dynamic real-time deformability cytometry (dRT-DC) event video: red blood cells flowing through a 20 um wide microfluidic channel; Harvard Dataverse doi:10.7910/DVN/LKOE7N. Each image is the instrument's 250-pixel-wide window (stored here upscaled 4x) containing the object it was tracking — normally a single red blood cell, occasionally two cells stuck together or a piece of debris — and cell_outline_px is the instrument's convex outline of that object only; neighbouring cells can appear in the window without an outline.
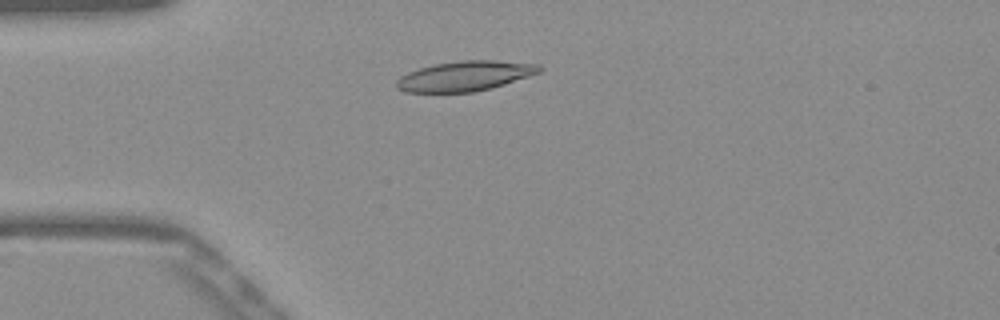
{"species": "Egyptian fruit bat (a non-hibernating species)", "species_latin": "Rousettus aegyptiacus", "temperature_condition": "warm", "stored_images_in_passage": 50, "camera_frame_rate_fps": 3000, "um_per_image_px": 0.085, "frame": {"image": 1, "passage_image": 12, "time_ms": 3.667, "image_size_px": [1000, 320], "cell_outline_px": [[544, 68], [540, 72], [504, 84], [472, 92], [404, 92], [396, 88], [396, 80], [400, 76], [408, 72], [420, 68], [436, 64], [460, 60], [496, 60], [536, 64]], "centroid_in_image_um": [39.49, 6.46], "position_along_channel_um": 45.5, "area_um2": 24.74}}
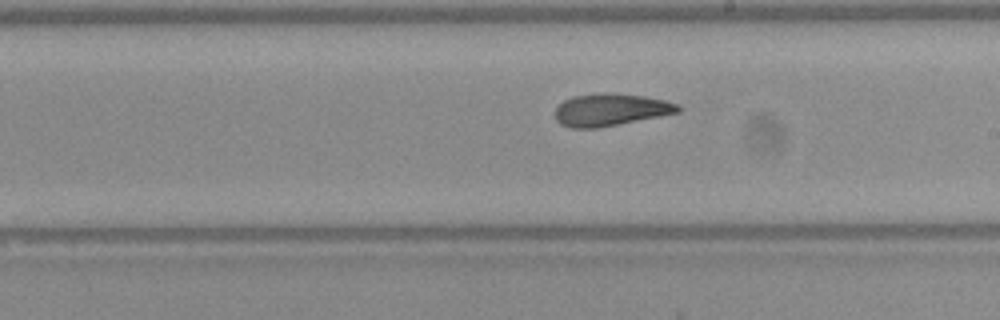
{"frame": {"image": 2, "passage_image": 28, "time_ms": 9.0, "image_size_px": [1000, 320], "cell_outline_px": [[684, 108], [680, 112], [660, 116], [596, 128], [568, 128], [560, 124], [556, 120], [556, 108], [564, 100], [572, 96], [608, 92], [644, 96], [664, 100], [676, 104]], "centroid_in_image_um": [51.89, 9.33], "position_along_channel_um": 237.1, "area_um2": 23.06}}
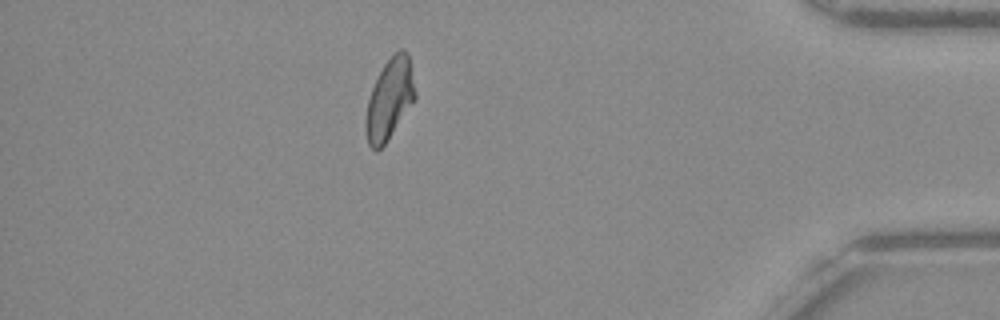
{"frame": {"image": 3, "passage_image": 44, "time_ms": 14.333, "image_size_px": [1000, 320], "cell_outline_px": [[416, 96], [384, 144], [376, 152], [368, 144], [364, 124], [364, 120], [368, 100], [372, 88], [384, 64], [400, 48], [404, 48], [408, 56], [416, 92]], "centroid_in_image_um": [33.08, 8.43], "position_along_channel_um": 402.1, "area_um2": 22.6}, "authors_computed_cell_mechanics": {"area_um2": 23.3512, "velocity_mm_per_s": 3.9013, "shape_relaxation_time_tau1_ms": null, "shape_relaxation_time_tau2_ms": 2.2977, "deformation_change_tau1": null, "deformation_change_tau2": 0.0988}}